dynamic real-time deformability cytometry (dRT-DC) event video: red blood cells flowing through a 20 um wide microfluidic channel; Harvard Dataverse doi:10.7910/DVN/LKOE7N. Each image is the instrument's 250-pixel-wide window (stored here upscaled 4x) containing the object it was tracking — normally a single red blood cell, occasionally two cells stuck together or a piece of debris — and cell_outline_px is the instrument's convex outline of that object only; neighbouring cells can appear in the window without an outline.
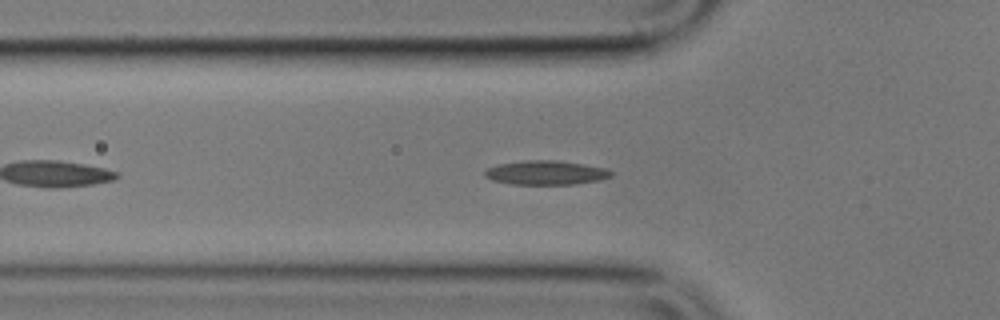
{"species": "common noctule bat (a hibernating species)", "species_latin": "Nyctalus noctula", "temperature_condition": "cold", "stored_images_in_passage": 48, "camera_frame_rate_fps": 3000, "um_per_image_px": 0.085, "animal": {"sex": "male", "body_mass_g": 17.9}, "frame": {"image": 1, "passage_image": 9, "time_ms": 2.667, "image_size_px": [1000, 320], "cell_outline_px": [[612, 176], [600, 180], [576, 184], [512, 184], [492, 180], [484, 176], [484, 172], [488, 168], [496, 164], [524, 160], [560, 160], [608, 168], [612, 172]], "centroid_in_image_um": [46.42, 14.67], "position_along_channel_um": 79.4, "area_um2": 17.98}}
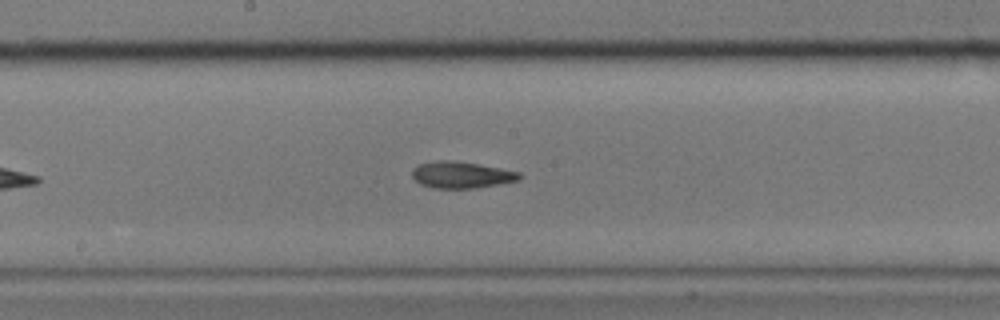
{"frame": {"image": 2, "passage_image": 20, "time_ms": 6.333, "image_size_px": [1000, 320], "cell_outline_px": [[520, 180], [476, 188], [432, 188], [420, 184], [412, 176], [412, 168], [420, 164], [440, 160], [452, 160], [476, 164], [520, 172]], "centroid_in_image_um": [39.19, 14.87], "position_along_channel_um": 209.0, "area_um2": 16.42}}
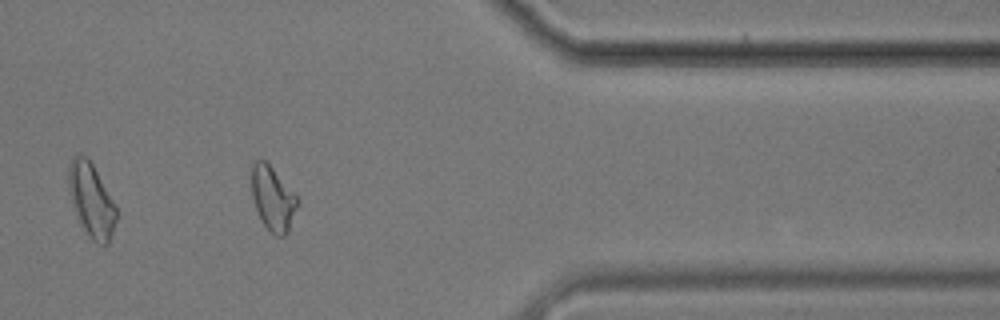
{"frame": {"image": 3, "passage_image": 37, "time_ms": 12.0, "image_size_px": [1000, 320], "cell_outline_px": [[300, 204], [288, 232], [284, 236], [276, 236], [260, 220], [252, 196], [252, 164], [256, 160], [264, 160], [272, 168], [300, 200]], "centroid_in_image_um": [23.22, 16.91], "position_along_channel_um": 388.2, "area_um2": 17.05}, "authors_computed_cell_mechanics": {"area_um2": 16.9065, "velocity_mm_per_s": 3.5113, "shape_relaxation_time_tau1_ms": 8.4606, "shape_relaxation_time_tau2_ms": 4.1073, "deformation_change_tau1": 0.1563, "deformation_change_tau2": 0.0962}}